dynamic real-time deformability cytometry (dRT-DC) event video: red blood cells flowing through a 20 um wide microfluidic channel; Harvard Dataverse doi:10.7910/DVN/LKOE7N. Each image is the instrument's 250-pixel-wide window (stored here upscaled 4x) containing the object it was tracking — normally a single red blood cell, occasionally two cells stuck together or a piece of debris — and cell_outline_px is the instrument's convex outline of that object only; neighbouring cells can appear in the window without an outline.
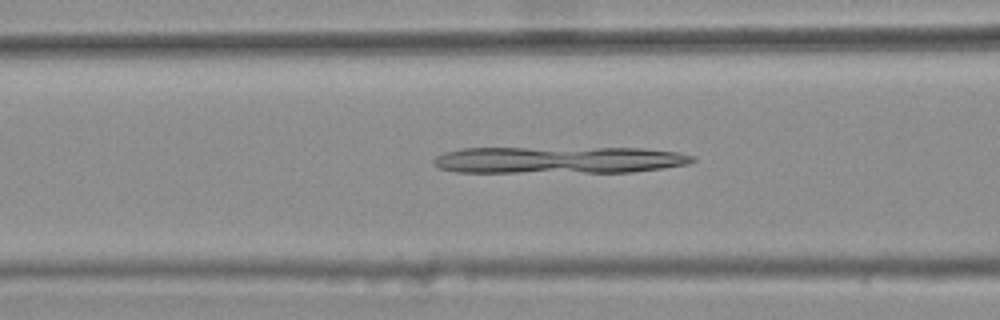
{"species": "common noctule bat (a hibernating species)", "species_latin": "Nyctalus noctula", "temperature_condition": "warm", "stored_images_in_passage": 45, "camera_frame_rate_fps": 3000, "um_per_image_px": 0.085, "animal": {"sex": "female", "body_mass_g": 25.1}, "frame": {"image": 1, "passage_image": 20, "time_ms": 6.333, "image_size_px": [1000, 320], "cell_outline_px": [[696, 160], [688, 164], [664, 168], [632, 172], [456, 172], [440, 168], [432, 164], [432, 160], [436, 156], [444, 152], [460, 148], [644, 148], [676, 152], [696, 156]], "centroid_in_image_um": [47.51, 13.59], "position_along_channel_um": 119.1, "area_um2": 40.92}}
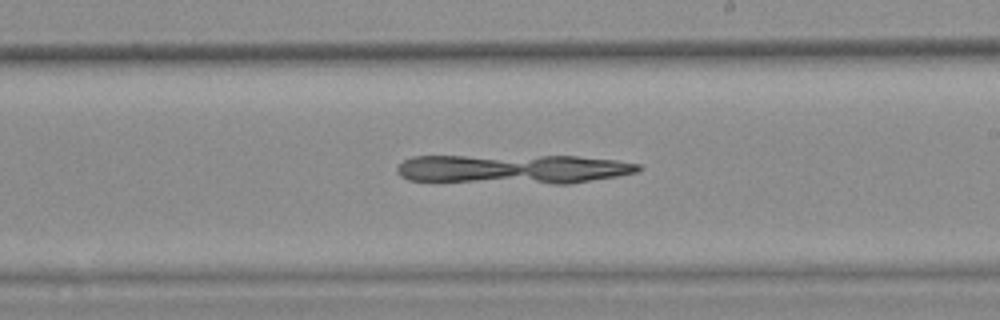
{"frame": {"image": 2, "passage_image": 30, "time_ms": 9.667, "image_size_px": [1000, 320], "cell_outline_px": [[640, 168], [636, 172], [616, 176], [572, 184], [552, 184], [408, 180], [400, 176], [396, 172], [396, 168], [404, 160], [412, 156], [576, 156], [616, 160], [640, 164]], "centroid_in_image_um": [43.61, 14.37], "position_along_channel_um": 245.4, "area_um2": 41.33}}
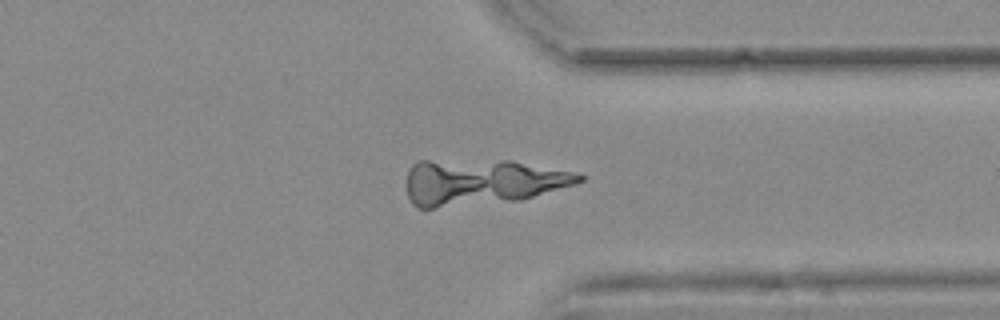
{"frame": {"image": 3, "passage_image": 40, "time_ms": 13.0, "image_size_px": [1000, 320], "cell_outline_px": [[584, 180], [572, 184], [520, 200], [432, 208], [416, 208], [412, 204], [408, 196], [408, 172], [412, 164], [416, 160], [508, 160], [572, 172], [584, 176]], "centroid_in_image_um": [40.86, 15.46], "position_along_channel_um": 370.5, "area_um2": 45.66}}